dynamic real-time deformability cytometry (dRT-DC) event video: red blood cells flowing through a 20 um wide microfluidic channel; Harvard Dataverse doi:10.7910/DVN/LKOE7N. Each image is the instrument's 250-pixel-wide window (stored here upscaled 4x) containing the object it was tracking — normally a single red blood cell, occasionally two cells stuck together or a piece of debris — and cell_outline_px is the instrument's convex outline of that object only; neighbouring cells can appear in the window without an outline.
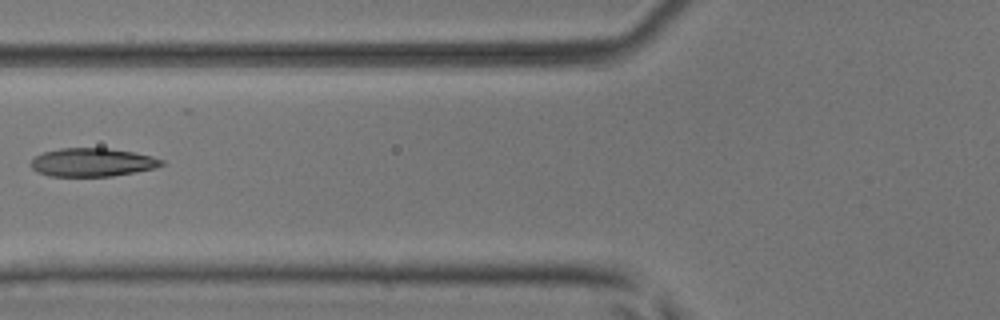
{"species": "common noctule bat (a hibernating species)", "species_latin": "Nyctalus noctula", "temperature_condition": "room temperature", "stored_images_in_passage": 7, "camera_frame_rate_fps": 3000, "um_per_image_px": 0.085, "animal": {"sex": "male", "body_mass_g": 17.9, "forearm_length_mm": 54.2}, "frame": {"image": 1, "passage_image": 5, "time_ms": 1.333, "image_size_px": [1000, 320], "cell_outline_px": [[164, 164], [156, 168], [136, 172], [112, 176], [48, 176], [36, 172], [32, 168], [32, 160], [36, 156], [44, 152], [60, 148], [108, 148], [132, 152], [152, 156], [164, 160]], "centroid_in_image_um": [7.87, 13.8], "position_along_channel_um": 117.9, "area_um2": 21.62}}
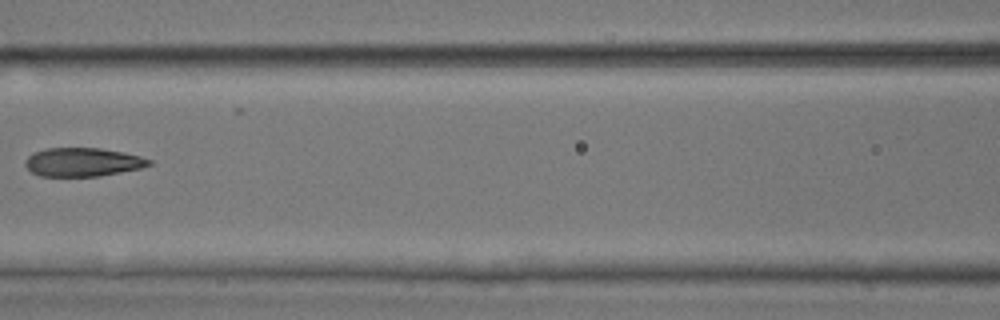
{"frame": {"image": 2, "passage_image": 6, "time_ms": 1.667, "image_size_px": [1000, 320], "cell_outline_px": [[152, 164], [140, 168], [100, 176], [40, 176], [32, 172], [24, 164], [24, 160], [32, 152], [44, 148], [100, 148], [124, 152], [140, 156], [152, 160]], "centroid_in_image_um": [7.01, 13.77], "position_along_channel_um": 159.6, "area_um2": 20.75}}
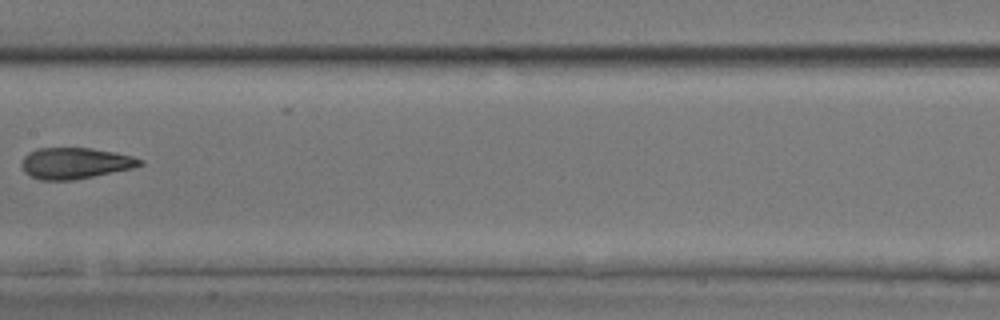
{"frame": {"image": 3, "passage_image": 7, "time_ms": 2.0, "image_size_px": [1000, 320], "cell_outline_px": [[144, 164], [132, 168], [72, 180], [40, 180], [24, 172], [20, 164], [24, 156], [28, 152], [36, 148], [92, 148], [116, 152], [132, 156], [144, 160]], "centroid_in_image_um": [6.37, 13.86], "position_along_channel_um": 201.0, "area_um2": 21.5}}